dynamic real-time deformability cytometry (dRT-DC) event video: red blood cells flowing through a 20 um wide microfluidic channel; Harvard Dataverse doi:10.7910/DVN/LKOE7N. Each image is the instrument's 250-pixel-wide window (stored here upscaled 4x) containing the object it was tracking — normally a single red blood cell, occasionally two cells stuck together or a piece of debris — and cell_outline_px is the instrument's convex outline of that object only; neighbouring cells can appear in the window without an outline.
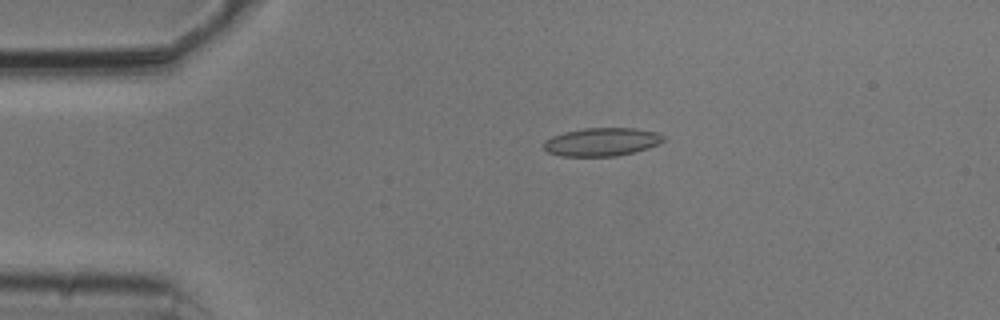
{"species": "common noctule bat (a hibernating species)", "species_latin": "Nyctalus noctula", "temperature_condition": "cold", "stored_images_in_passage": 7, "camera_frame_rate_fps": 3000, "um_per_image_px": 0.085, "animal": {"sex": "male", "body_mass_g": 20.5, "forearm_length_mm": 52.5}, "frame": {"image": 1, "passage_image": 1, "time_ms": 0.0, "image_size_px": [1000, 320], "cell_outline_px": [[664, 140], [648, 148], [636, 152], [616, 156], [560, 156], [548, 152], [544, 148], [544, 140], [552, 136], [564, 132], [584, 128], [636, 128], [656, 132], [664, 136]], "centroid_in_image_um": [51.13, 12.06], "position_along_channel_um": 33.9, "area_um2": 19.71}}